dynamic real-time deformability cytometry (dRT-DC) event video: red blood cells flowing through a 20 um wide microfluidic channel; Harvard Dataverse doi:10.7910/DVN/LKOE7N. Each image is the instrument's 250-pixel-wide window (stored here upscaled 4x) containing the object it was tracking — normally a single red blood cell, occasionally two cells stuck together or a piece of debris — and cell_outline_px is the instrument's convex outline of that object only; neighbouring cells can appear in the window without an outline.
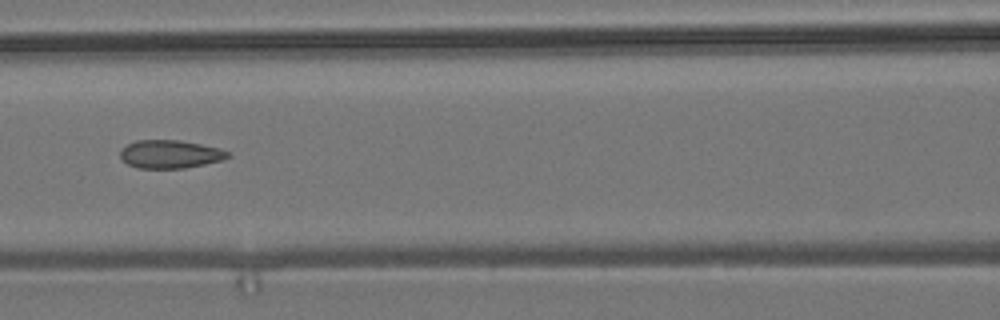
{"species": "common noctule bat (a hibernating species)", "species_latin": "Nyctalus noctula", "temperature_condition": "room temperature", "stored_images_in_passage": 9, "camera_frame_rate_fps": 3000, "um_per_image_px": 0.085, "animal": {"sex": "male", "body_mass_g": 19.2, "forearm_length_mm": 51.8}, "frame": {"image": 1, "passage_image": 6, "time_ms": 1.667, "image_size_px": [1000, 320], "cell_outline_px": [[232, 156], [220, 160], [204, 164], [184, 168], [136, 168], [128, 164], [120, 156], [120, 152], [128, 144], [136, 140], [180, 140], [220, 148], [232, 152]], "centroid_in_image_um": [14.5, 13.1], "position_along_channel_um": 152.1, "area_um2": 17.63}}
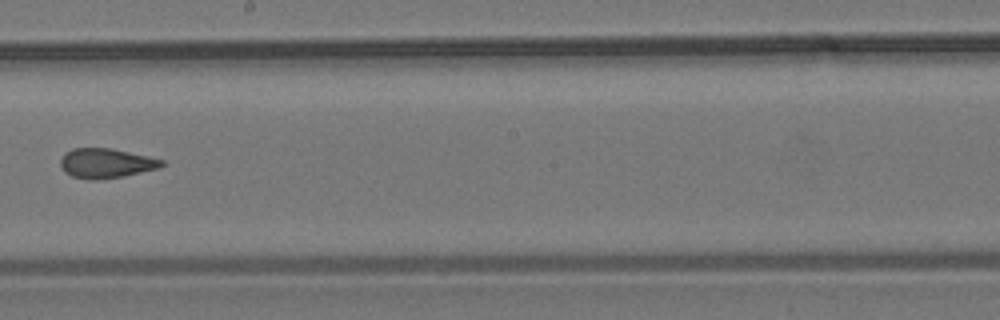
{"frame": {"image": 2, "passage_image": 8, "time_ms": 2.333, "image_size_px": [1000, 320], "cell_outline_px": [[164, 164], [160, 168], [124, 176], [92, 180], [88, 180], [72, 176], [64, 172], [60, 164], [60, 160], [64, 152], [72, 148], [112, 148], [148, 156], [164, 160]], "centroid_in_image_um": [9.0, 13.87], "position_along_channel_um": 239.2, "area_um2": 17.63}}
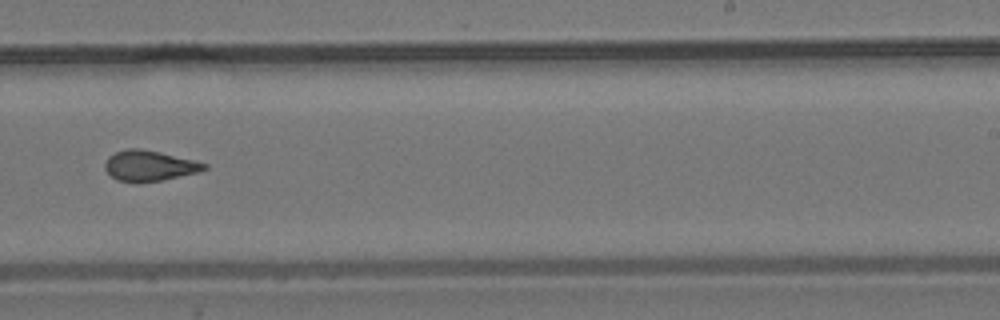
{"frame": {"image": 3, "passage_image": 9, "time_ms": 2.667, "image_size_px": [1000, 320], "cell_outline_px": [[208, 168], [200, 172], [160, 180], [136, 184], [116, 180], [104, 168], [104, 164], [108, 156], [116, 152], [128, 148], [140, 148], [160, 152], [196, 160], [208, 164]], "centroid_in_image_um": [12.7, 14.1], "position_along_channel_um": 276.3, "area_um2": 17.98}}